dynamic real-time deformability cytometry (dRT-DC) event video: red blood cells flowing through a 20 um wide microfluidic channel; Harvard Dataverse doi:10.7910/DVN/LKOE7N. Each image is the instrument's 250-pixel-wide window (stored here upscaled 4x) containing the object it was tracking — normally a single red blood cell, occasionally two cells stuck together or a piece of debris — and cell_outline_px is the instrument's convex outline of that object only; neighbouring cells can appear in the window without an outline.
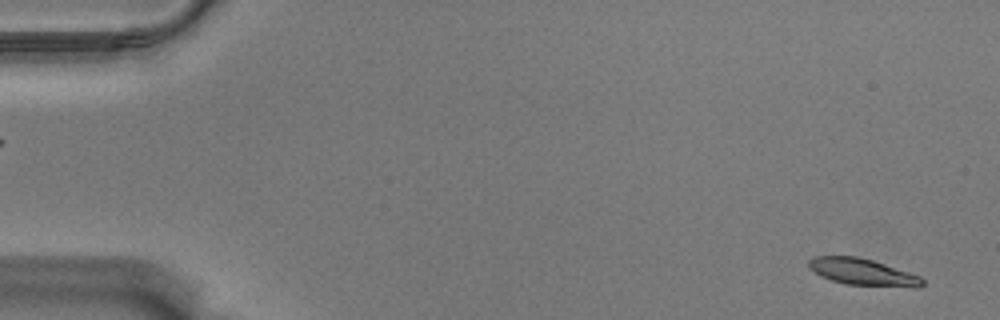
{"species": "Egyptian fruit bat (a non-hibernating species)", "species_latin": "Rousettus aegyptiacus", "temperature_condition": "warm", "stored_images_in_passage": 21, "camera_frame_rate_fps": 3000, "um_per_image_px": 0.085, "animal": {"sex": "male"}, "frame": {"image": 1, "passage_image": 1, "time_ms": 0.0, "image_size_px": [1000, 320], "cell_outline_px": [[924, 284], [920, 288], [916, 288], [848, 284], [832, 280], [820, 276], [808, 268], [808, 260], [812, 256], [856, 256], [872, 260], [920, 276], [924, 280]], "centroid_in_image_um": [73.32, 23.12], "position_along_channel_um": 11.7, "area_um2": 17.74}}
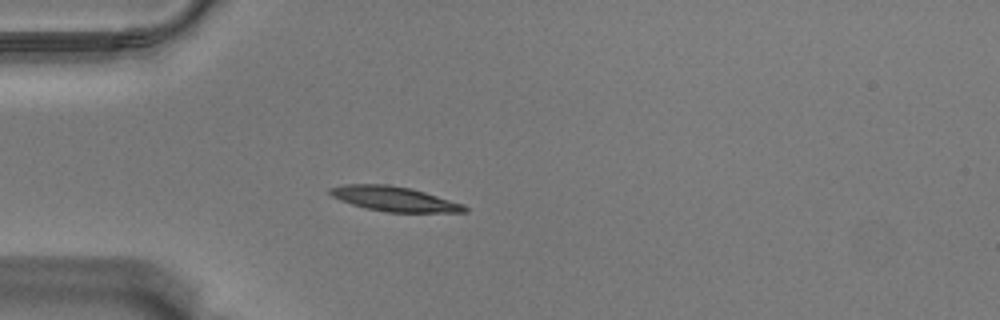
{"frame": {"image": 2, "passage_image": 15, "time_ms": 4.667, "image_size_px": [1000, 320], "cell_outline_px": [[468, 212], [388, 212], [364, 208], [340, 200], [332, 196], [328, 192], [328, 188], [344, 184], [388, 184], [412, 188], [464, 204], [468, 208]], "centroid_in_image_um": [33.5, 16.9], "position_along_channel_um": 51.5, "area_um2": 19.54}}